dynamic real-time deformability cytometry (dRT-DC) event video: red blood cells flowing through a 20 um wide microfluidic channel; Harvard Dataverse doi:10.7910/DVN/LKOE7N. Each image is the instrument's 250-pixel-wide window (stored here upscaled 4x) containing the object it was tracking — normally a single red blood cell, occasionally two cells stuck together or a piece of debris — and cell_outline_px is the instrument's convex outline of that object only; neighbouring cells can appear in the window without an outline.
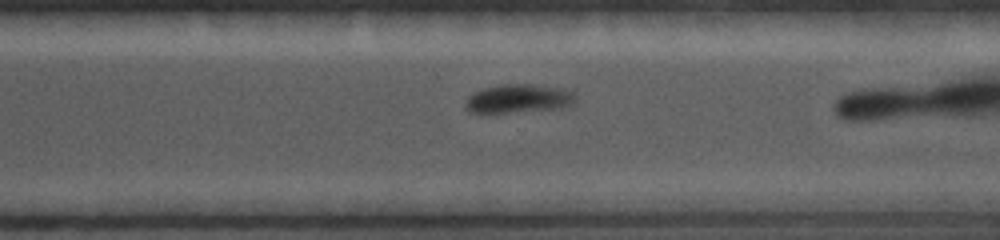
{"species": "common noctule bat (a hibernating species)", "species_latin": "Nyctalus noctula", "temperature_condition": "cold", "stored_images_in_passage": 12, "camera_frame_rate_fps": 5000, "um_per_image_px": 0.085, "animal": {"sex": "female", "body_mass_g": 19.0, "forearm_length_mm": 56.7}, "frame": {"image": 1, "passage_image": 9, "time_ms": 6.2, "image_size_px": [1000, 240], "cell_outline_px": [[576, 100], [572, 104], [560, 108], [488, 116], [468, 112], [464, 108], [464, 104], [468, 96], [484, 88], [496, 84], [532, 84], [564, 88], [572, 92], [576, 96]], "centroid_in_image_um": [43.99, 8.43], "position_along_channel_um": 326.6, "area_um2": 19.42}}